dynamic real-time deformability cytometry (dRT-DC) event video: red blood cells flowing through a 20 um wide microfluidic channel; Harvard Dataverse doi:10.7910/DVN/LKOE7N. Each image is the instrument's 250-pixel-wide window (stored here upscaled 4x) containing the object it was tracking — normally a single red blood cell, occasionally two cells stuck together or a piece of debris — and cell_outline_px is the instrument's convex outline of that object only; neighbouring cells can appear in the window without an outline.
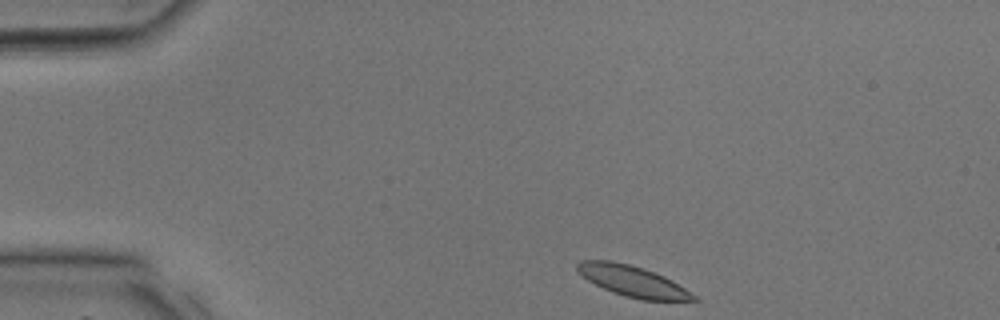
{"species": "common noctule bat (a hibernating species)", "species_latin": "Nyctalus noctula", "temperature_condition": "room temperature", "stored_images_in_passage": 30, "camera_frame_rate_fps": 3000, "um_per_image_px": 0.085, "animal": {"sex": "male", "body_mass_g": 17.9, "forearm_length_mm": 54.2}, "frame": {"image": 1, "passage_image": 1, "time_ms": 0.0, "image_size_px": [1000, 320], "cell_outline_px": [[700, 300], [640, 300], [624, 296], [604, 288], [588, 280], [576, 268], [576, 264], [580, 260], [612, 260], [644, 268], [664, 276], [672, 280], [696, 296]], "centroid_in_image_um": [53.78, 23.89], "position_along_channel_um": 31.2, "area_um2": 20.63}}
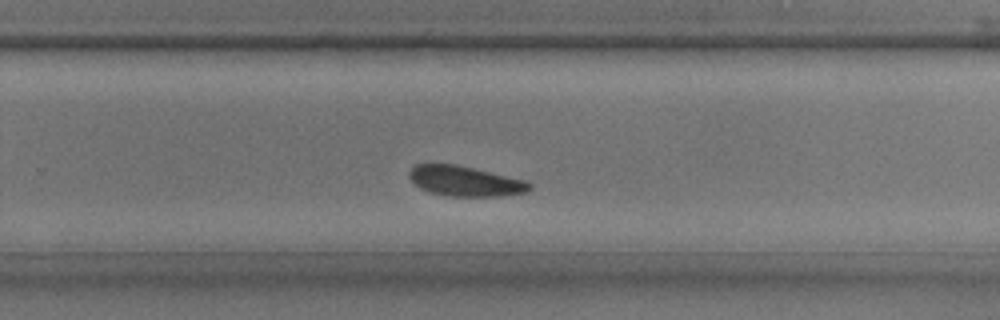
{"frame": {"image": 2, "passage_image": 18, "time_ms": 5.667, "image_size_px": [1000, 320], "cell_outline_px": [[532, 188], [528, 192], [500, 196], [448, 196], [432, 192], [420, 188], [408, 176], [408, 172], [416, 164], [456, 164], [528, 180], [532, 184]], "centroid_in_image_um": [39.59, 15.39], "position_along_channel_um": 290.2, "area_um2": 21.21}}
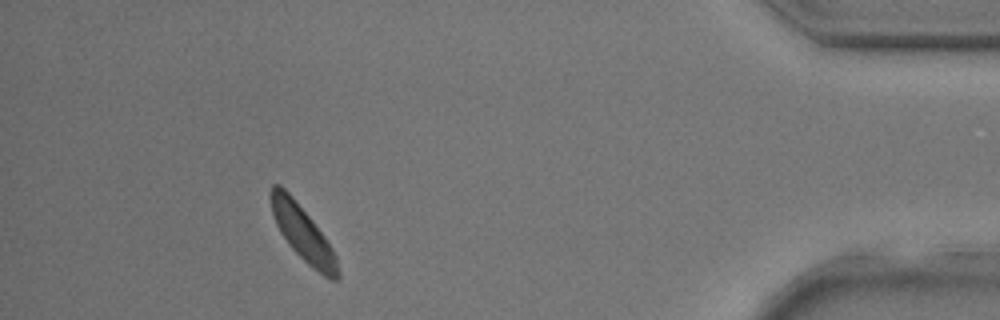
{"frame": {"image": 3, "passage_image": 27, "time_ms": 8.667, "image_size_px": [1000, 320], "cell_outline_px": [[340, 276], [336, 280], [332, 280], [324, 276], [312, 268], [288, 244], [280, 232], [276, 224], [272, 212], [268, 196], [272, 184], [280, 184], [292, 196], [324, 236], [332, 248], [336, 256], [340, 272]], "centroid_in_image_um": [25.72, 19.83], "position_along_channel_um": 409.5, "area_um2": 21.27}}